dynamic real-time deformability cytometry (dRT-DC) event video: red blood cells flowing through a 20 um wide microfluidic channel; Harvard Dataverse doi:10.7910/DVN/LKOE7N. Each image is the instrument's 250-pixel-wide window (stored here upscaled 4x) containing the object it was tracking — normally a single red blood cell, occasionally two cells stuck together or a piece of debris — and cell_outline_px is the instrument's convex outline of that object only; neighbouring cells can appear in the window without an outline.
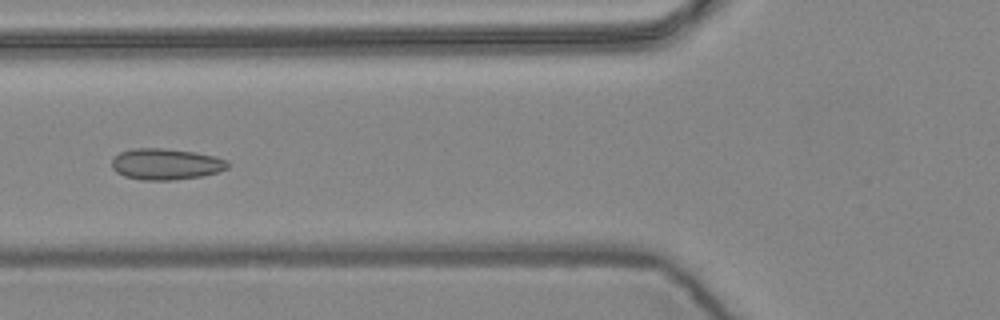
{"species": "common noctule bat (a hibernating species)", "species_latin": "Nyctalus noctula", "temperature_condition": "warm", "stored_images_in_passage": 7, "camera_frame_rate_fps": 3000, "um_per_image_px": 0.085, "animal": {"sex": "female", "body_mass_g": 24.6, "forearm_length_mm": 56.2}, "frame": {"image": 1, "passage_image": 6, "time_ms": 1.667, "image_size_px": [1000, 320], "cell_outline_px": [[228, 168], [216, 172], [200, 176], [172, 180], [140, 180], [124, 176], [116, 172], [112, 168], [112, 160], [120, 152], [132, 148], [164, 148], [196, 152], [216, 156], [228, 160]], "centroid_in_image_um": [14.09, 13.94], "position_along_channel_um": 111.7, "area_um2": 21.15}}
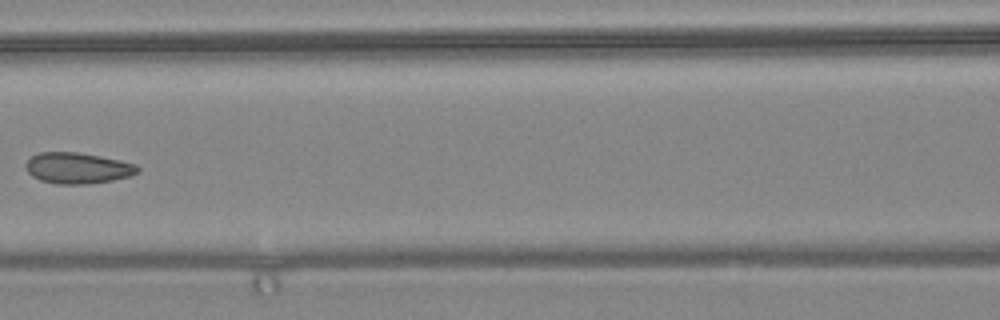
{"frame": {"image": 2, "passage_image": 7, "time_ms": 2.0, "image_size_px": [1000, 320], "cell_outline_px": [[140, 172], [132, 176], [112, 180], [88, 184], [56, 184], [40, 180], [32, 176], [28, 172], [24, 164], [32, 156], [40, 152], [76, 152], [100, 156], [120, 160], [136, 164], [140, 168]], "centroid_in_image_um": [6.62, 14.29], "position_along_channel_um": 160.0, "area_um2": 20.35}}